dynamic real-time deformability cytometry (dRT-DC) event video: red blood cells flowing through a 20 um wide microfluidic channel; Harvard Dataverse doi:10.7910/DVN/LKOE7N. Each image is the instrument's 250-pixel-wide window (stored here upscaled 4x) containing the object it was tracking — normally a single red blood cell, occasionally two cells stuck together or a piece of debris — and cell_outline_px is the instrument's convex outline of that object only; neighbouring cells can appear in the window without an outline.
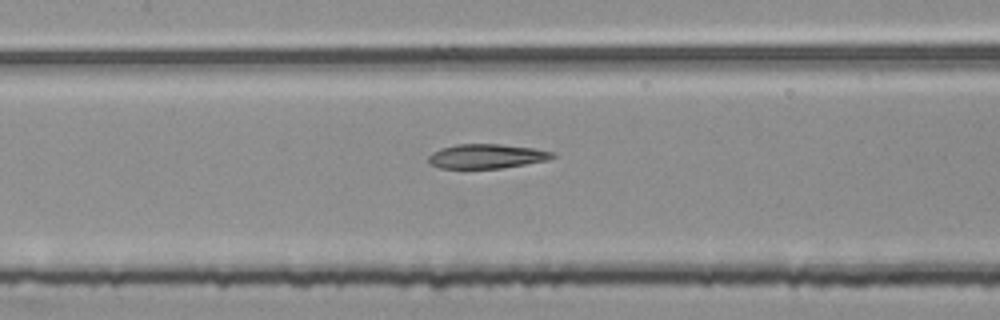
{"species": "common noctule bat (a hibernating species)", "species_latin": "Nyctalus noctula", "temperature_condition": "room temperature", "stored_images_in_passage": 54, "segment_of_instrument_passage": [2, 2], "camera_frame_rate_fps": 3000, "um_per_image_px": 0.085, "animal": {"sex": "female", "body_mass_g": 25.1}, "frame": {"image": 1, "passage_image": 25, "time_ms": 8.0, "image_size_px": [1000, 320], "cell_outline_px": [[556, 156], [548, 160], [500, 168], [440, 168], [428, 164], [428, 156], [432, 152], [440, 148], [456, 144], [500, 144], [532, 148], [556, 152]], "centroid_in_image_um": [41.34, 13.27], "position_along_channel_um": 166.1, "area_um2": 17.69}}
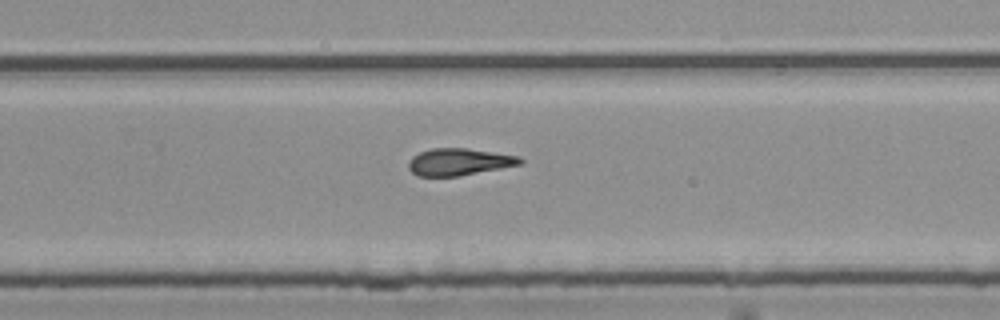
{"frame": {"image": 2, "passage_image": 35, "time_ms": 11.333, "image_size_px": [1000, 320], "cell_outline_px": [[524, 160], [520, 164], [460, 176], [416, 176], [408, 168], [408, 164], [412, 156], [420, 152], [432, 148], [464, 148], [520, 156]], "centroid_in_image_um": [38.99, 13.76], "position_along_channel_um": 290.8, "area_um2": 17.46}}
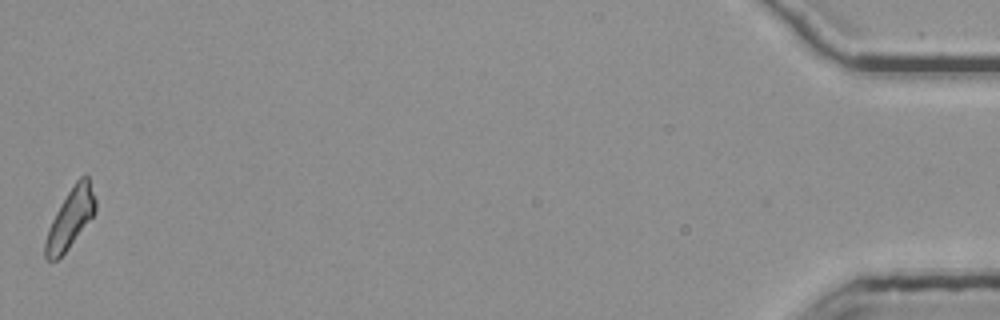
{"frame": {"image": 3, "passage_image": 54, "time_ms": 17.667, "image_size_px": [1000, 320], "cell_outline_px": [[96, 212], [68, 248], [56, 260], [48, 260], [44, 256], [44, 244], [48, 228], [56, 212], [68, 192], [76, 180], [80, 176], [88, 176], [96, 200]], "centroid_in_image_um": [5.98, 18.56], "position_along_channel_um": 429.2, "area_um2": 17.05}}